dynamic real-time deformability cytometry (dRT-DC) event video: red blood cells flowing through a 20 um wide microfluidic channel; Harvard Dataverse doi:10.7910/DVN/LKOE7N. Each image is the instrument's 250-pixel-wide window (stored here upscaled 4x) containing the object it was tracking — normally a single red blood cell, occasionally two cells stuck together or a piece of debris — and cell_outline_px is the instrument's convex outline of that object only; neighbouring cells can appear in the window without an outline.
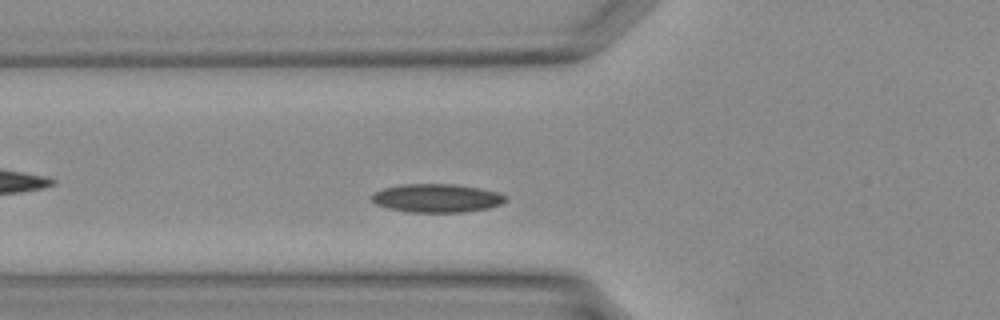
{"species": "Egyptian fruit bat (a non-hibernating species)", "species_latin": "Rousettus aegyptiacus", "temperature_condition": "warm", "stored_images_in_passage": 29, "camera_frame_rate_fps": 3000, "um_per_image_px": 0.085, "animal": {"sex": "female"}, "frame": {"image": 1, "passage_image": 5, "time_ms": 1.333, "image_size_px": [1000, 320], "cell_outline_px": [[508, 200], [500, 204], [488, 208], [464, 212], [408, 212], [388, 208], [376, 204], [372, 200], [372, 196], [376, 192], [384, 188], [404, 184], [456, 184], [480, 188], [500, 192], [508, 196]], "centroid_in_image_um": [37.19, 16.84], "position_along_channel_um": 88.6, "area_um2": 22.25}}
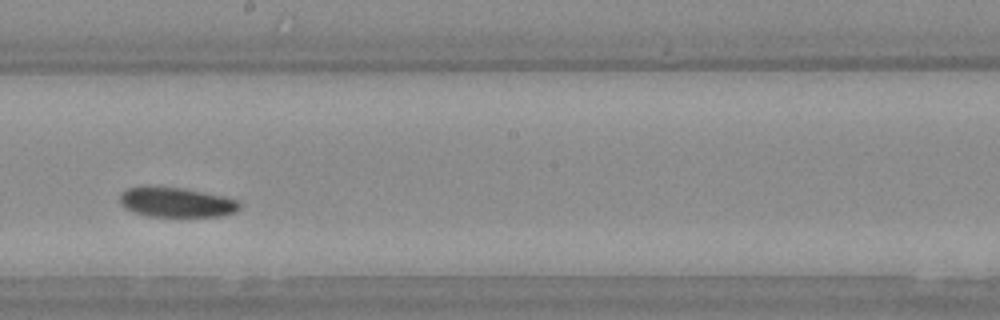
{"frame": {"image": 2, "passage_image": 13, "time_ms": 4.0, "image_size_px": [1000, 320], "cell_outline_px": [[240, 208], [236, 212], [224, 216], [148, 216], [132, 212], [124, 208], [120, 204], [120, 192], [128, 188], [180, 188], [240, 200]], "centroid_in_image_um": [15.0, 17.23], "position_along_channel_um": 233.2, "area_um2": 20.35}}